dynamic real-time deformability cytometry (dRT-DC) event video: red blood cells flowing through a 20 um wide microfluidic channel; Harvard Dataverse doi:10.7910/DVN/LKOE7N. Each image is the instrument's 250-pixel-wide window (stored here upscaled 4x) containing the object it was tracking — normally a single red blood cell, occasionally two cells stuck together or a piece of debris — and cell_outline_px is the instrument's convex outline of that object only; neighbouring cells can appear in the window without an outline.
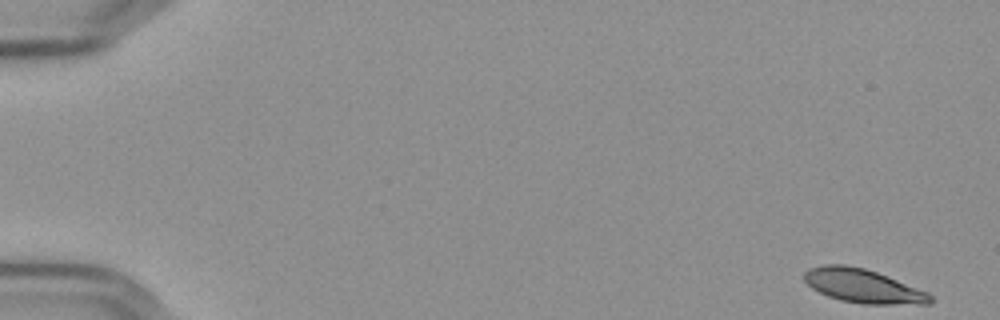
{"species": "Egyptian fruit bat (a non-hibernating species)", "species_latin": "Rousettus aegyptiacus", "temperature_condition": "cold", "stored_images_in_passage": 57, "segment_of_instrument_passage": [1, 2], "camera_frame_rate_fps": 3000, "um_per_image_px": 0.085, "frame": {"image": 1, "passage_image": 1, "time_ms": 0.0, "image_size_px": [1000, 320], "cell_outline_px": [[932, 304], [860, 304], [840, 300], [828, 296], [812, 288], [804, 280], [804, 272], [808, 268], [824, 264], [844, 264], [864, 268], [876, 272], [928, 292], [932, 296]], "centroid_in_image_um": [73.34, 24.31], "position_along_channel_um": 11.7, "area_um2": 24.8}}
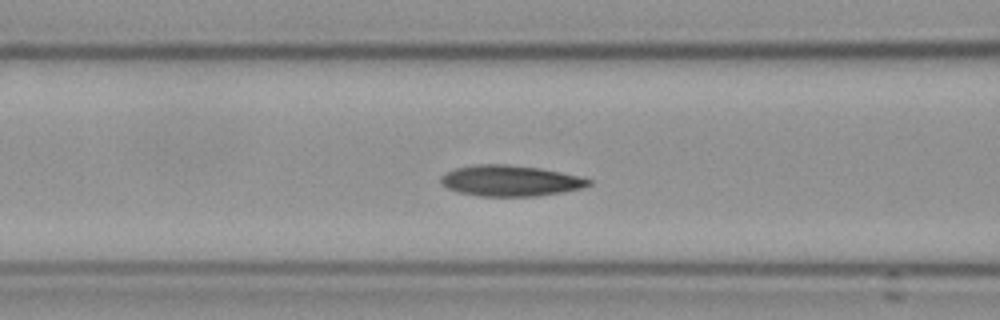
{"frame": {"image": 2, "passage_image": 23, "time_ms": 7.333, "image_size_px": [1000, 320], "cell_outline_px": [[592, 184], [580, 188], [564, 192], [536, 196], [480, 196], [460, 192], [448, 188], [440, 184], [440, 176], [456, 168], [476, 164], [508, 164], [540, 168], [560, 172], [592, 180]], "centroid_in_image_um": [43.36, 15.36], "position_along_channel_um": 123.2, "area_um2": 26.47}}
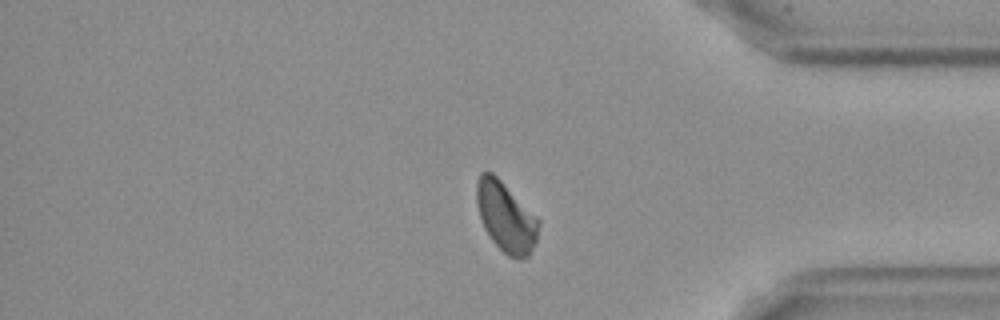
{"frame": {"image": 3, "passage_image": 47, "time_ms": 15.333, "image_size_px": [1000, 320], "cell_outline_px": [[540, 224], [536, 240], [528, 256], [520, 260], [516, 260], [508, 256], [492, 240], [484, 228], [480, 216], [476, 200], [476, 184], [480, 172], [492, 172], [540, 220]], "centroid_in_image_um": [43.0, 18.46], "position_along_channel_um": 392.2, "area_um2": 24.97}}